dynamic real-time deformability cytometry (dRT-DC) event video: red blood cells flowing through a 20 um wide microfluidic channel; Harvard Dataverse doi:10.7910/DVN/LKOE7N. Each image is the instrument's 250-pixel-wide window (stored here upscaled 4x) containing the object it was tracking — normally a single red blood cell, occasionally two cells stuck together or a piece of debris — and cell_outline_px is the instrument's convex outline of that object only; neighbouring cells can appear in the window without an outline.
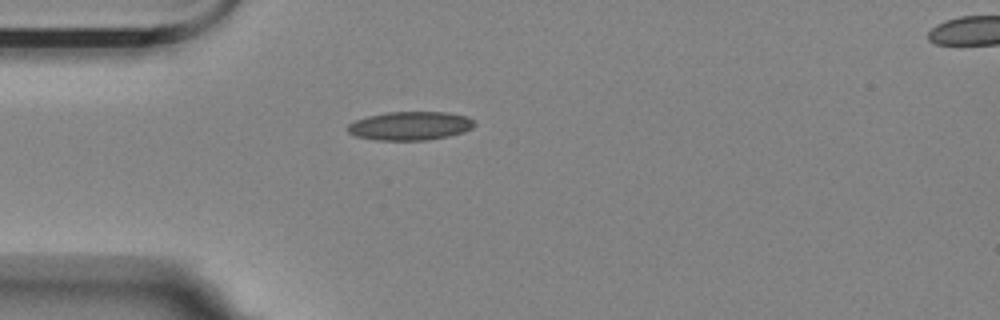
{"species": "Egyptian fruit bat (a non-hibernating species)", "species_latin": "Rousettus aegyptiacus", "temperature_condition": "room temperature", "stored_images_in_passage": 37, "camera_frame_rate_fps": 3000, "um_per_image_px": 0.085, "animal": {"sex": "female"}, "frame": {"image": 1, "passage_image": 1, "time_ms": 0.0, "image_size_px": [1000, 320], "cell_outline_px": [[476, 124], [472, 128], [464, 132], [448, 136], [428, 140], [376, 140], [356, 136], [348, 132], [348, 124], [356, 120], [368, 116], [388, 112], [448, 112], [468, 116]], "centroid_in_image_um": [34.89, 10.69], "position_along_channel_um": 50.1, "area_um2": 21.15}}
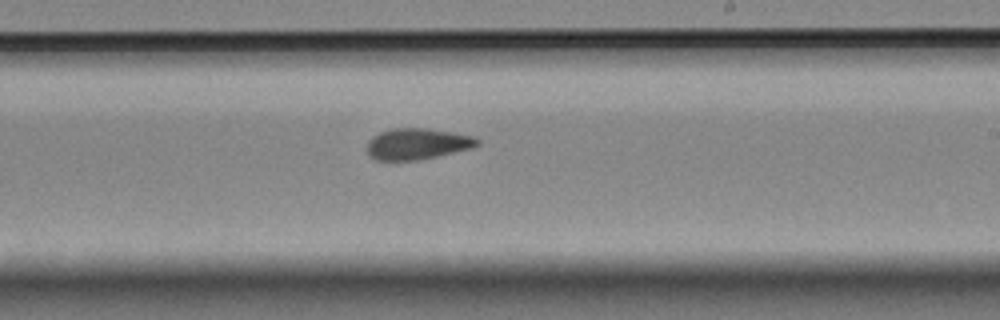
{"frame": {"image": 2, "passage_image": 19, "time_ms": 6.0, "image_size_px": [1000, 320], "cell_outline_px": [[480, 144], [472, 148], [436, 156], [416, 160], [376, 160], [368, 152], [368, 140], [372, 136], [380, 132], [392, 128], [428, 128], [476, 136], [480, 140]], "centroid_in_image_um": [35.5, 12.21], "position_along_channel_um": 253.5, "area_um2": 20.0}}
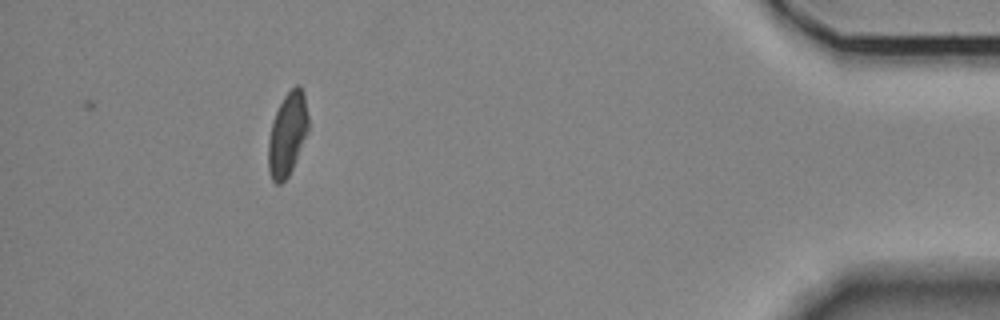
{"frame": {"image": 3, "passage_image": 37, "time_ms": 12.0, "image_size_px": [1000, 320], "cell_outline_px": [[308, 128], [296, 160], [288, 176], [280, 184], [276, 184], [272, 180], [268, 172], [268, 140], [272, 120], [284, 96], [296, 84], [300, 84], [304, 92], [308, 116]], "centroid_in_image_um": [24.41, 11.4], "position_along_channel_um": 410.8, "area_um2": 19.36}, "authors_computed_cell_mechanics": {"area_um2": 20.1144, "velocity_mm_per_s": 3.5793, "shape_relaxation_time_tau1_ms": null, "shape_relaxation_time_tau2_ms": 2.6298, "deformation_change_tau1": null, "deformation_change_tau2": 0.086}}